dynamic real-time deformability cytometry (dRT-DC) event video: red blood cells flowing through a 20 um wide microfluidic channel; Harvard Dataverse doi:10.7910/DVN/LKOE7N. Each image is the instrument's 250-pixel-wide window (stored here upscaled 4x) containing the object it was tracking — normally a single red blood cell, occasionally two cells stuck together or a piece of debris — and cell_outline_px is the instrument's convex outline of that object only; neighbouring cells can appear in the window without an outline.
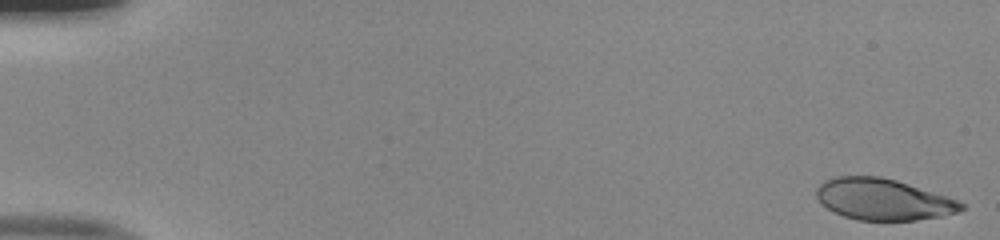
{"species": "human", "species_latin": "Homo sapiens", "temperature_condition": "room temperature", "stored_images_in_passage": 51, "camera_frame_rate_fps": 3000, "um_per_image_px": 0.085, "donor": {"sex": "male"}, "frame": {"image": 1, "passage_image": 1, "time_ms": 0.0, "image_size_px": [1000, 240], "cell_outline_px": [[964, 208], [956, 212], [940, 216], [916, 220], [856, 220], [844, 216], [820, 204], [816, 196], [816, 188], [824, 180], [836, 176], [880, 176], [896, 180], [956, 200], [964, 204]], "centroid_in_image_um": [74.99, 16.94], "position_along_channel_um": 10.0, "area_um2": 34.51}}
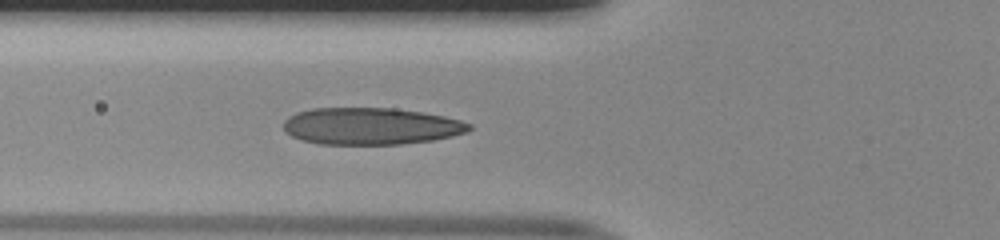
{"frame": {"image": 2, "passage_image": 20, "time_ms": 6.333, "image_size_px": [1000, 240], "cell_outline_px": [[472, 128], [468, 132], [452, 136], [432, 140], [400, 144], [320, 144], [300, 140], [284, 132], [284, 120], [288, 116], [296, 112], [312, 108], [396, 108], [424, 112], [444, 116], [460, 120], [472, 124]], "centroid_in_image_um": [31.52, 10.72], "position_along_channel_um": 94.3, "area_um2": 40.29}}
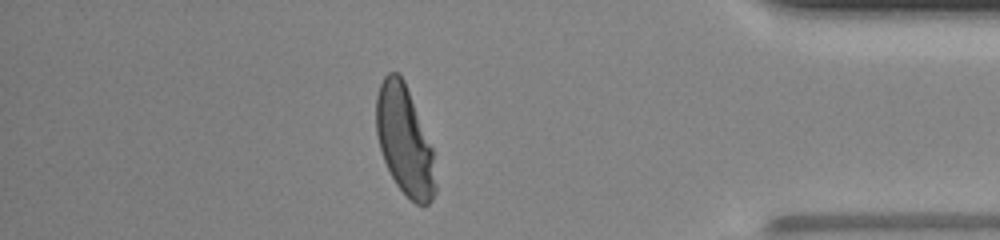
{"frame": {"image": 3, "passage_image": 45, "time_ms": 14.667, "image_size_px": [1000, 240], "cell_outline_px": [[436, 192], [432, 200], [428, 204], [416, 204], [396, 184], [384, 160], [380, 148], [376, 132], [376, 96], [380, 84], [384, 76], [388, 72], [400, 72], [404, 80], [432, 148], [436, 184]], "centroid_in_image_um": [34.38, 11.93], "position_along_channel_um": 400.8, "area_um2": 37.28}, "authors_computed_cell_mechanics": {"area_um2": 38.437, "velocity_mm_per_s": 4.0295, "shape_relaxation_time_tau1_ms": 4.2376, "shape_relaxation_time_tau2_ms": null, "deformation_change_tau1": 0.2248, "deformation_change_tau2": null}}